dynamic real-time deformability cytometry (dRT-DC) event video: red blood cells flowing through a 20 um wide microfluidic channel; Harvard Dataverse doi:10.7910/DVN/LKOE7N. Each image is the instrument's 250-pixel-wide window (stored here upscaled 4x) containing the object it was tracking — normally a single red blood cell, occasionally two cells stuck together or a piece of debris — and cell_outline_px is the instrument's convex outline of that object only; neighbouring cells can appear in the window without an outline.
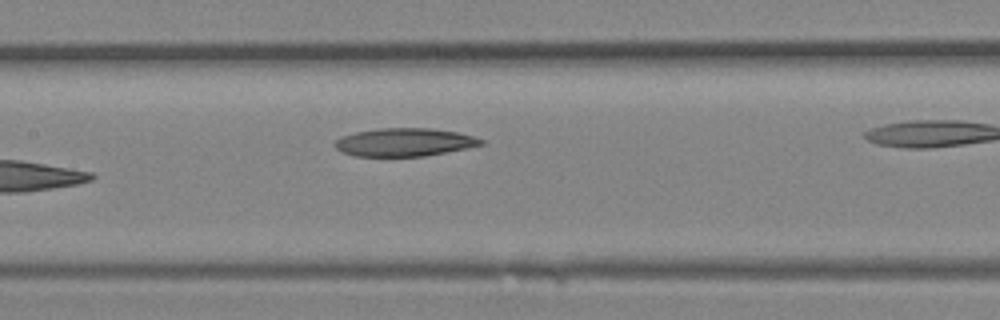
{"species": "Egyptian fruit bat (a non-hibernating species)", "species_latin": "Rousettus aegyptiacus", "temperature_condition": "room temperature", "stored_images_in_passage": 14, "camera_frame_rate_fps": 3000, "um_per_image_px": 0.085, "animal": {"sex": "female"}, "frame": {"image": 1, "passage_image": 14, "time_ms": 4.333, "image_size_px": [1000, 320], "cell_outline_px": [[484, 144], [468, 148], [424, 156], [356, 156], [344, 152], [336, 148], [332, 144], [340, 136], [356, 132], [380, 128], [432, 128], [456, 132], [472, 136], [484, 140]], "centroid_in_image_um": [34.37, 12.08], "position_along_channel_um": 173.0, "area_um2": 23.87}}